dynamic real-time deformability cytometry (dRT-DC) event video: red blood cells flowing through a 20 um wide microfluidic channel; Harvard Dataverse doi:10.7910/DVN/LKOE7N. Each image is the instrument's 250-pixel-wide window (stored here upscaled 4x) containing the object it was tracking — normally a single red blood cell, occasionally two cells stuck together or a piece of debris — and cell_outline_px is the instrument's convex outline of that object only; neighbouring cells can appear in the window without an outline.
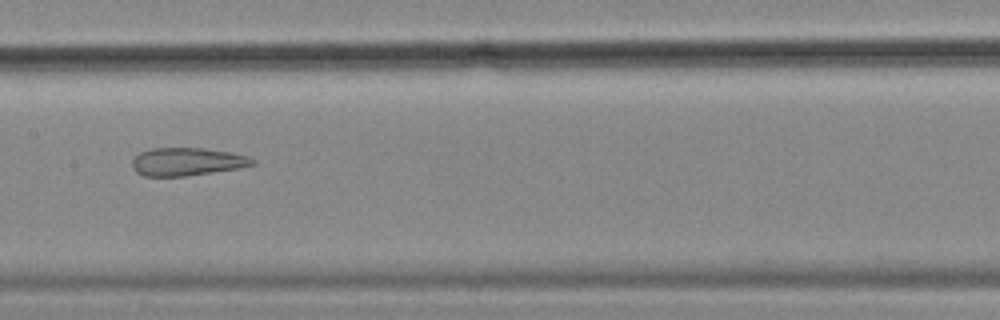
{"species": "common noctule bat (a hibernating species)", "species_latin": "Nyctalus noctula", "temperature_condition": "cold", "stored_images_in_passage": 56, "segment_of_instrument_passage": [2, 2], "camera_frame_rate_fps": 3000, "um_per_image_px": 0.085, "animal": {"sex": "female", "body_mass_g": 18.4}, "frame": {"image": 1, "passage_image": 28, "time_ms": 9.0, "image_size_px": [1000, 320], "cell_outline_px": [[256, 164], [240, 168], [184, 176], [144, 176], [136, 172], [132, 168], [132, 160], [140, 152], [152, 148], [204, 148], [232, 152], [248, 156], [256, 160]], "centroid_in_image_um": [15.92, 13.74], "position_along_channel_um": 191.5, "area_um2": 19.71}}
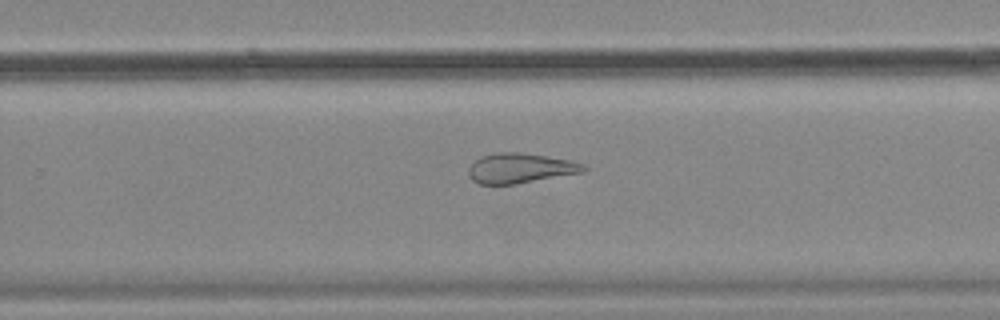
{"frame": {"image": 2, "passage_image": 36, "time_ms": 11.667, "image_size_px": [1000, 320], "cell_outline_px": [[588, 168], [584, 172], [516, 184], [480, 184], [472, 180], [468, 176], [468, 168], [480, 156], [496, 152], [520, 152], [548, 156], [572, 160], [584, 164]], "centroid_in_image_um": [44.23, 14.29], "position_along_channel_um": 285.6, "area_um2": 20.29}}
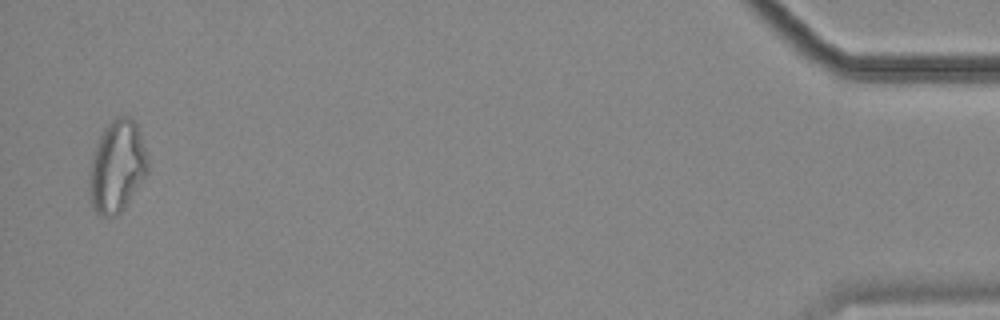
{"frame": {"image": 3, "passage_image": 55, "time_ms": 18.0, "image_size_px": [1000, 320], "cell_outline_px": [[148, 172], [124, 208], [116, 216], [100, 216], [92, 208], [88, 196], [88, 172], [92, 156], [96, 144], [104, 128], [116, 116], [128, 116], [136, 120], [148, 156]], "centroid_in_image_um": [9.93, 14.15], "position_along_channel_um": 425.3, "area_um2": 31.91}}